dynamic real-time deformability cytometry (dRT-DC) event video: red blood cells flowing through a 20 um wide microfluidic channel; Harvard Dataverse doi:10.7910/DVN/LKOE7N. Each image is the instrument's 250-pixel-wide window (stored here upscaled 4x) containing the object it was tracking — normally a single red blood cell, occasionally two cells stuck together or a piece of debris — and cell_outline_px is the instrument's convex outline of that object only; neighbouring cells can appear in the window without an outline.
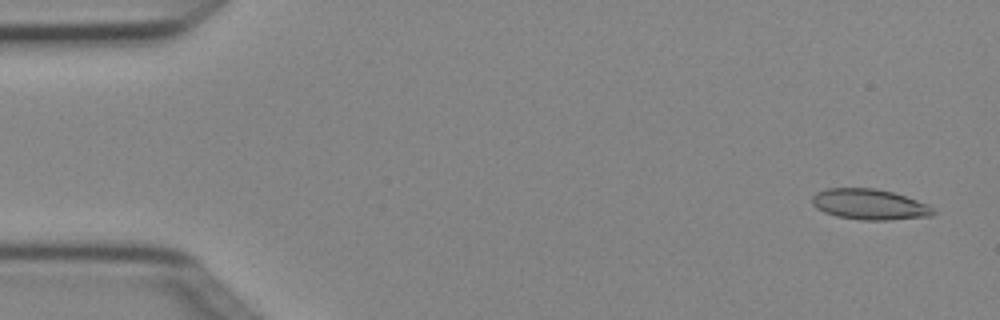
{"species": "Egyptian fruit bat (a non-hibernating species)", "species_latin": "Rousettus aegyptiacus", "temperature_condition": "cold", "stored_images_in_passage": 5, "camera_frame_rate_fps": 3000, "um_per_image_px": 0.085, "animal": {"sex": "female"}, "frame": {"image": 1, "passage_image": 1, "time_ms": 0.0, "image_size_px": [1000, 320], "cell_outline_px": [[936, 212], [932, 216], [888, 220], [860, 220], [836, 216], [824, 212], [816, 208], [812, 204], [812, 196], [816, 192], [828, 188], [876, 188], [892, 192], [928, 204]], "centroid_in_image_um": [73.89, 17.37], "position_along_channel_um": 11.1, "area_um2": 21.68}}
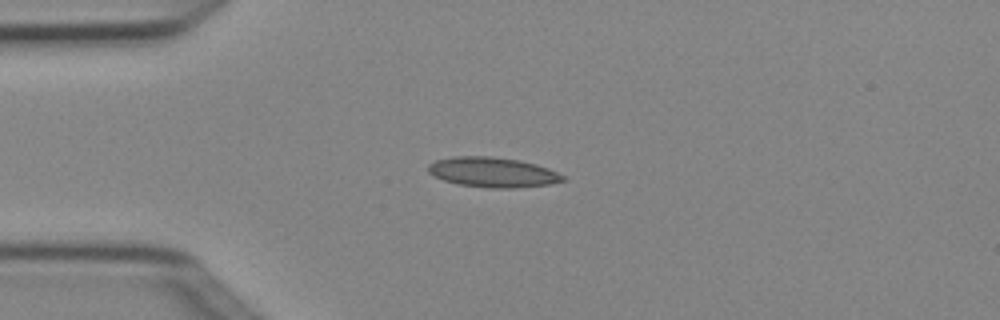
{"frame": {"image": 2, "passage_image": 4, "time_ms": 1.0, "image_size_px": [1000, 320], "cell_outline_px": [[568, 180], [548, 184], [516, 188], [488, 188], [460, 184], [444, 180], [428, 172], [428, 164], [436, 160], [452, 156], [492, 156], [520, 160], [536, 164], [548, 168], [564, 176]], "centroid_in_image_um": [41.89, 14.63], "position_along_channel_um": 43.1, "area_um2": 23.52}}
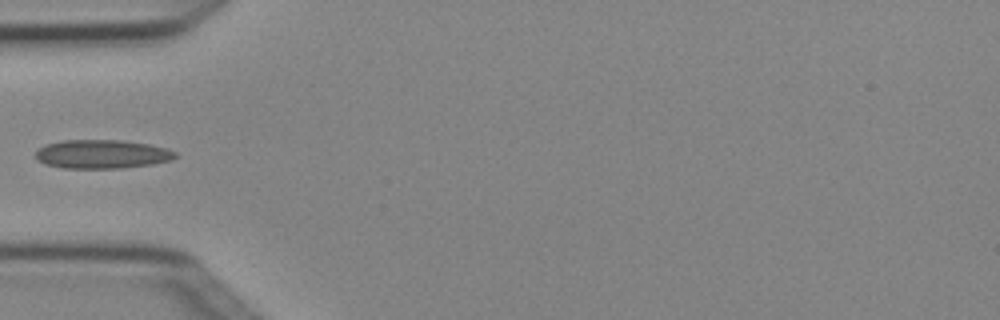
{"frame": {"image": 3, "passage_image": 5, "time_ms": 1.333, "image_size_px": [1000, 320], "cell_outline_px": [[176, 156], [172, 160], [152, 164], [120, 168], [64, 168], [44, 164], [36, 160], [36, 152], [44, 144], [64, 140], [120, 140], [148, 144], [168, 148], [176, 152]], "centroid_in_image_um": [8.66, 13.1], "position_along_channel_um": 76.3, "area_um2": 23.47}}